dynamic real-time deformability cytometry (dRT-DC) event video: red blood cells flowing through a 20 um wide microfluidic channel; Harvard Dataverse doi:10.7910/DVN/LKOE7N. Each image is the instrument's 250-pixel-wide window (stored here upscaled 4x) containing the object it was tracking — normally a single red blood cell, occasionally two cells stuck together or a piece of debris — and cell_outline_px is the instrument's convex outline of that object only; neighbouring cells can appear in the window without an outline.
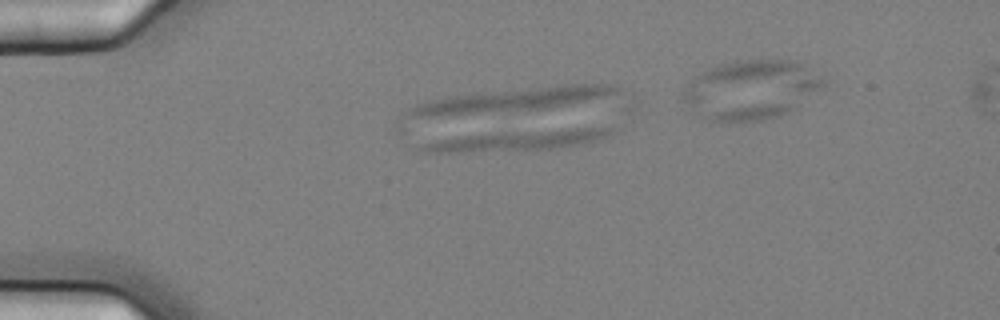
{"species": "common noctule bat (a hibernating species)", "species_latin": "Nyctalus noctula", "temperature_condition": "cold", "stored_images_in_passage": 3, "camera_frame_rate_fps": 3000, "um_per_image_px": 0.085, "animal": {"sex": "female", "body_mass_g": 25.1}, "frame": {"image": 1, "passage_image": 2, "time_ms": 0.333, "image_size_px": [1000, 320], "cell_outline_px": [[616, 132], [612, 136], [584, 144], [552, 148], [460, 152], [416, 152], [416, 148], [424, 144], [436, 140], [464, 136], [496, 132], [576, 128], [612, 128]], "centroid_in_image_um": [44.03, 11.92], "position_along_channel_um": 41.0, "area_um2": 22.14}}